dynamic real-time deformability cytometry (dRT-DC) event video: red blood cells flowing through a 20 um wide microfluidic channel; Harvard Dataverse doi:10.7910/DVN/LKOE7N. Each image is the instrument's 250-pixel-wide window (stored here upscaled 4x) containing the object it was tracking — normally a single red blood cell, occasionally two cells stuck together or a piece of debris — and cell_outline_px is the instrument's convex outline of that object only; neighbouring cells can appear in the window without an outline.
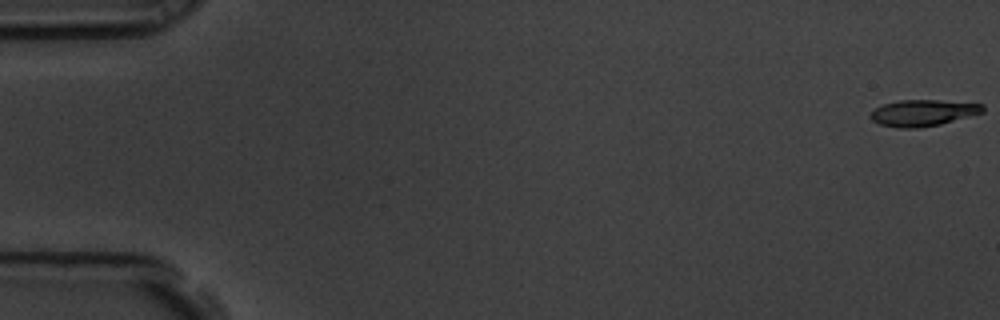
{"species": "common noctule bat (a hibernating species)", "species_latin": "Nyctalus noctula", "temperature_condition": "room temperature", "stored_images_in_passage": 58, "camera_frame_rate_fps": 3000, "um_per_image_px": 0.085, "animal": {"sex": "male", "body_mass_g": 19.5, "forearm_length_mm": 54.6}, "frame": {"image": 1, "passage_image": 1, "time_ms": 0.0, "image_size_px": [1000, 320], "cell_outline_px": [[984, 112], [940, 124], [920, 128], [900, 128], [880, 124], [872, 120], [868, 116], [876, 108], [884, 104], [900, 100], [936, 100], [984, 104]], "centroid_in_image_um": [78.45, 9.59], "position_along_channel_um": 6.5, "area_um2": 17.11}}
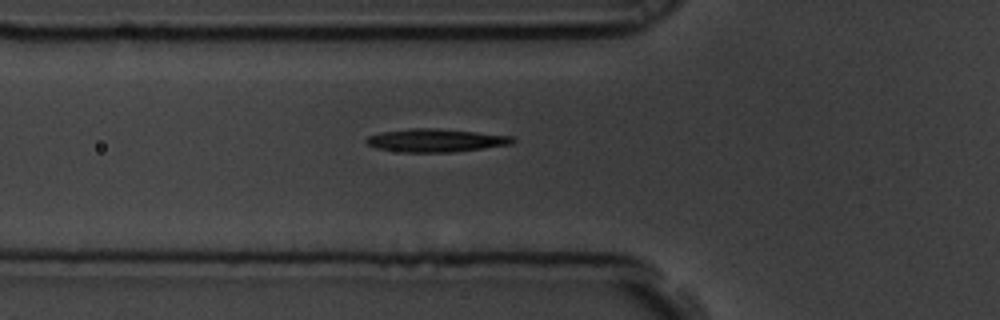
{"frame": {"image": 2, "passage_image": 21, "time_ms": 6.667, "image_size_px": [1000, 320], "cell_outline_px": [[516, 140], [512, 144], [452, 152], [404, 152], [376, 148], [368, 144], [364, 140], [368, 136], [384, 132], [408, 128], [436, 128], [476, 132], [512, 136]], "centroid_in_image_um": [37.04, 11.93], "position_along_channel_um": 88.8, "area_um2": 19.54}}
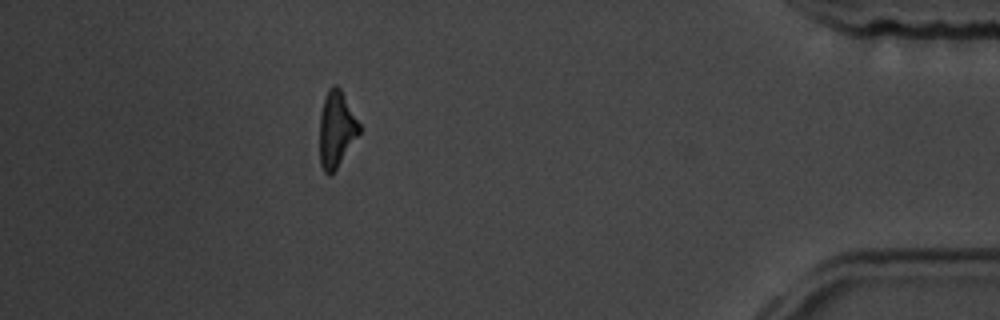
{"frame": {"image": 3, "passage_image": 52, "time_ms": 17.0, "image_size_px": [1000, 320], "cell_outline_px": [[360, 132], [336, 168], [328, 176], [324, 172], [320, 164], [320, 112], [328, 88], [332, 84], [336, 84], [340, 88], [360, 124]], "centroid_in_image_um": [28.58, 10.96], "position_along_channel_um": 406.6, "area_um2": 17.34}, "authors_computed_cell_mechanics": {"area_um2": 18.6116, "velocity_mm_per_s": 3.566, "shape_relaxation_time_tau1_ms": 7.525, "shape_relaxation_time_tau2_ms": null, "deformation_change_tau1": 0.1906, "deformation_change_tau2": null}}